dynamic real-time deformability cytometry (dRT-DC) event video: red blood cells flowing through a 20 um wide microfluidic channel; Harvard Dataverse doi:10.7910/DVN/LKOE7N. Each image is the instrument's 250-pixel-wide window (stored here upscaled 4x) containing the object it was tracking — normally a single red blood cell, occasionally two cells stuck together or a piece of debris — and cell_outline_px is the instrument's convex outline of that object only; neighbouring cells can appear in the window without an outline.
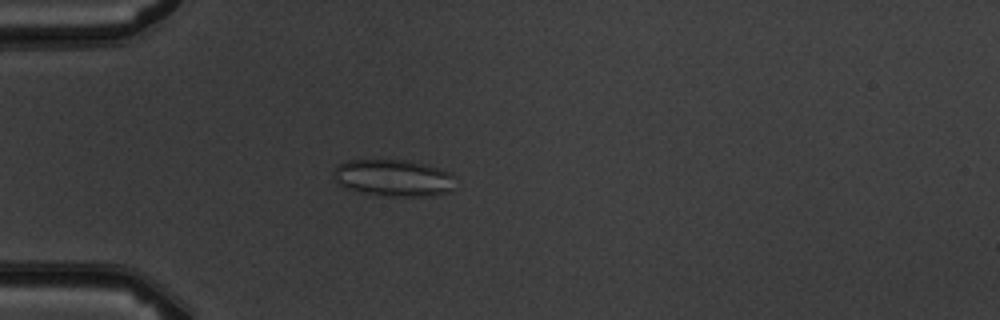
{"species": "common noctule bat (a hibernating species)", "species_latin": "Nyctalus noctula", "temperature_condition": "warm", "stored_images_in_passage": 4, "camera_frame_rate_fps": 3000, "um_per_image_px": 0.085, "animal": {"sex": "male", "body_mass_g": 19.5, "forearm_length_mm": 54.6}, "frame": {"image": 1, "passage_image": 4, "time_ms": 3.333, "image_size_px": [1000, 320], "cell_outline_px": [[456, 176], [452, 192], [432, 196], [388, 196], [364, 192], [344, 188], [336, 184], [332, 176], [332, 172], [344, 160], [404, 160], [424, 164], [440, 168]], "centroid_in_image_um": [33.45, 15.13], "position_along_channel_um": 51.6, "area_um2": 26.47}}